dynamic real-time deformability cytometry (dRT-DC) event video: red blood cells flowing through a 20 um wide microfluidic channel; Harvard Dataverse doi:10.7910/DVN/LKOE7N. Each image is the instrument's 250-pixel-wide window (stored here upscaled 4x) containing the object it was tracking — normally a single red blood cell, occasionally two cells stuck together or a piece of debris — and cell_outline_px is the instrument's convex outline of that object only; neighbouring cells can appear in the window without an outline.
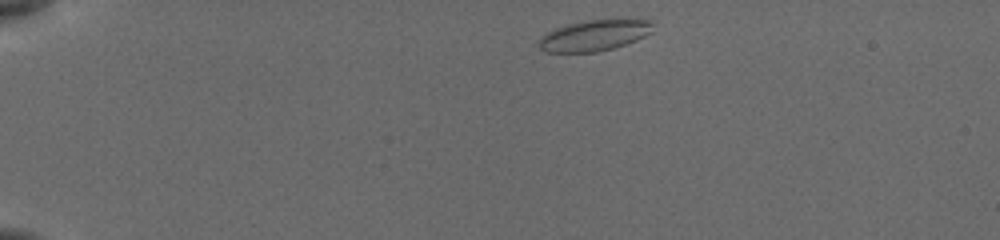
{"species": "common noctule bat (a hibernating species)", "species_latin": "Nyctalus noctula", "temperature_condition": "cold", "stored_images_in_passage": 8, "camera_frame_rate_fps": 3000, "um_per_image_px": 0.085, "animal": {"sex": "female", "body_mass_g": 19.5, "forearm_length_mm": 54.1}, "frame": {"image": 1, "passage_image": 1, "time_ms": 0.0, "image_size_px": [1000, 240], "cell_outline_px": [[652, 32], [644, 36], [624, 44], [612, 48], [596, 52], [548, 52], [540, 48], [540, 36], [556, 28], [568, 24], [588, 20], [628, 16], [652, 20]], "centroid_in_image_um": [50.61, 2.95], "position_along_channel_um": 34.4, "area_um2": 20.98}}
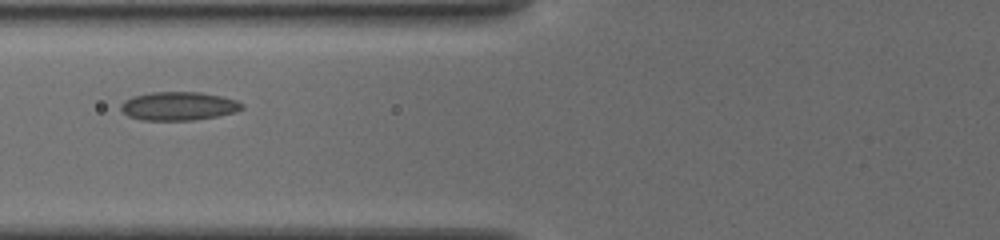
{"frame": {"image": 2, "passage_image": 7, "time_ms": 4.0, "image_size_px": [1000, 240], "cell_outline_px": [[244, 108], [236, 112], [216, 116], [192, 120], [140, 120], [128, 116], [120, 108], [120, 104], [124, 100], [132, 96], [152, 92], [200, 92], [220, 96], [236, 100], [244, 104]], "centroid_in_image_um": [15.16, 9.01], "position_along_channel_um": 110.6, "area_um2": 20.17}}